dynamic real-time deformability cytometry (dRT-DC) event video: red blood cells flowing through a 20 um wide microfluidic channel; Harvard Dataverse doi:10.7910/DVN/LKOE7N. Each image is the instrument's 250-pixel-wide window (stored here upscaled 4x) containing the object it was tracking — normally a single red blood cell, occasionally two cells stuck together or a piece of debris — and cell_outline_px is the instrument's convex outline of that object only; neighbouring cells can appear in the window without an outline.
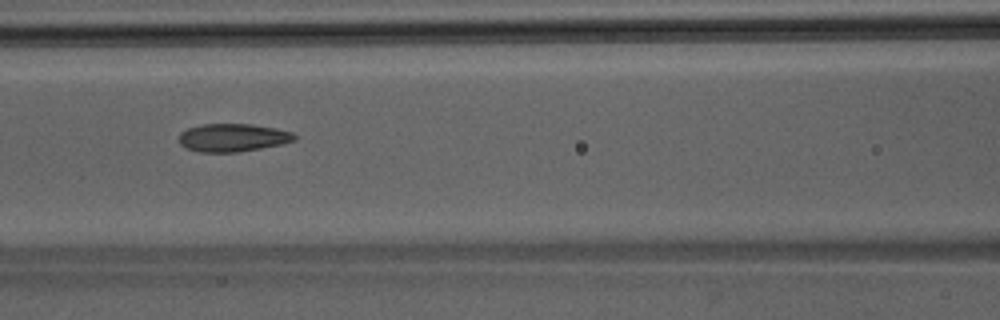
{"species": "Egyptian fruit bat (a non-hibernating species)", "species_latin": "Rousettus aegyptiacus", "temperature_condition": "room temperature", "stored_images_in_passage": 46, "camera_frame_rate_fps": 3000, "um_per_image_px": 0.085, "animal": {"sex": "male"}, "frame": {"image": 1, "passage_image": 21, "time_ms": 6.667, "image_size_px": [1000, 320], "cell_outline_px": [[296, 140], [284, 144], [236, 152], [200, 152], [188, 148], [180, 144], [180, 132], [188, 128], [204, 124], [252, 124], [276, 128], [292, 132], [296, 136]], "centroid_in_image_um": [19.82, 11.69], "position_along_channel_um": 146.8, "area_um2": 18.79}}
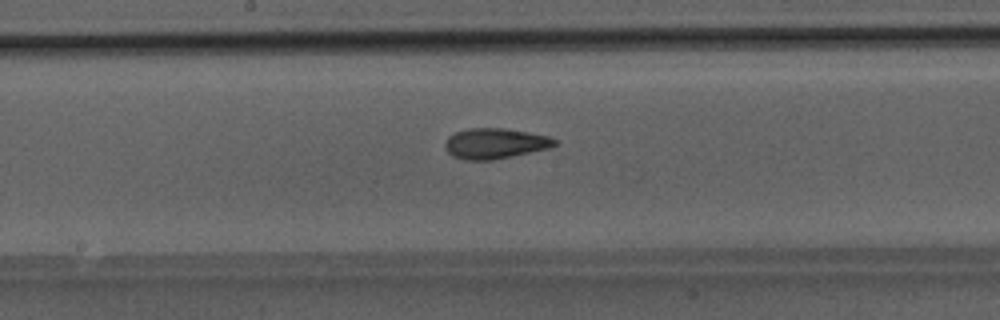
{"frame": {"image": 2, "passage_image": 25, "time_ms": 8.0, "image_size_px": [1000, 320], "cell_outline_px": [[560, 140], [556, 144], [548, 148], [512, 156], [492, 160], [464, 160], [452, 156], [444, 148], [444, 144], [448, 136], [456, 132], [468, 128], [504, 128], [528, 132], [548, 136]], "centroid_in_image_um": [42.05, 12.19], "position_along_channel_um": 206.1, "area_um2": 19.54}}
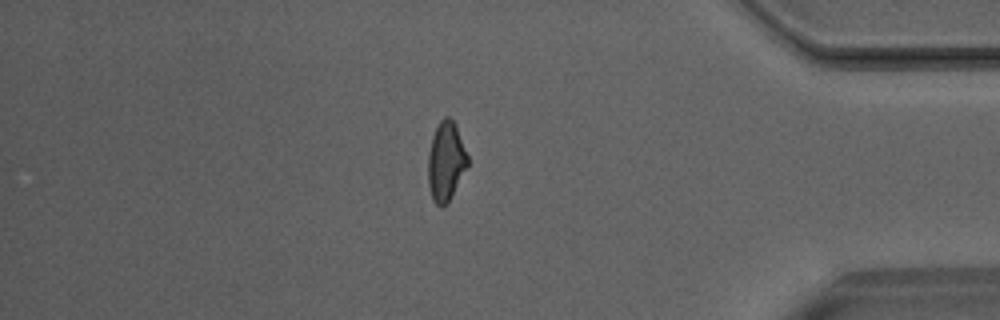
{"frame": {"image": 3, "passage_image": 40, "time_ms": 13.0, "image_size_px": [1000, 320], "cell_outline_px": [[468, 164], [448, 200], [440, 208], [432, 200], [428, 184], [428, 152], [432, 136], [440, 120], [444, 116], [448, 116], [452, 120], [456, 128], [468, 156]], "centroid_in_image_um": [37.86, 13.7], "position_along_channel_um": 397.3, "area_um2": 17.8}}